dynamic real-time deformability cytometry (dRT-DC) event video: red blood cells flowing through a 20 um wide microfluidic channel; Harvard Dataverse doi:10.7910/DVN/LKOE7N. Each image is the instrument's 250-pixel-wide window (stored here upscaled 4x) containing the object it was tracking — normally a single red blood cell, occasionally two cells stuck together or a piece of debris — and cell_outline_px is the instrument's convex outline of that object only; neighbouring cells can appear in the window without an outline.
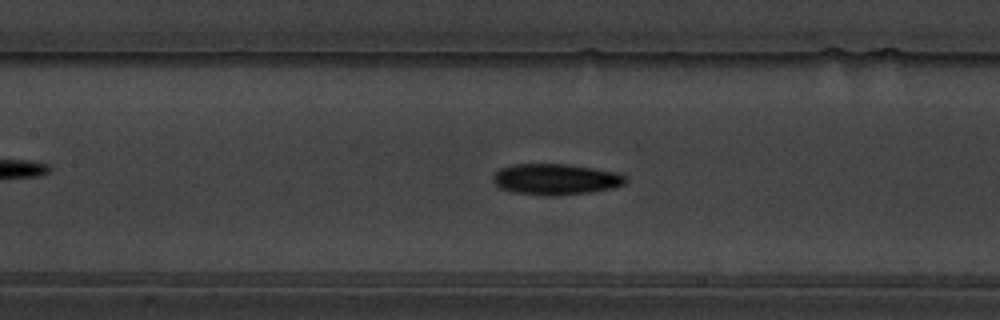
{"species": "common noctule bat (a hibernating species)", "species_latin": "Nyctalus noctula", "temperature_condition": "warm", "stored_images_in_passage": 54, "camera_frame_rate_fps": 3000, "um_per_image_px": 0.085, "animal": {"sex": "male", "body_mass_g": 19.5, "forearm_length_mm": 54.6}, "frame": {"image": 1, "passage_image": 23, "time_ms": 7.333, "image_size_px": [1000, 320], "cell_outline_px": [[628, 180], [624, 184], [612, 188], [588, 192], [552, 196], [516, 192], [500, 188], [492, 180], [492, 176], [500, 168], [512, 164], [568, 164], [620, 172], [628, 176]], "centroid_in_image_um": [47.27, 15.22], "position_along_channel_um": 160.1, "area_um2": 23.99}}
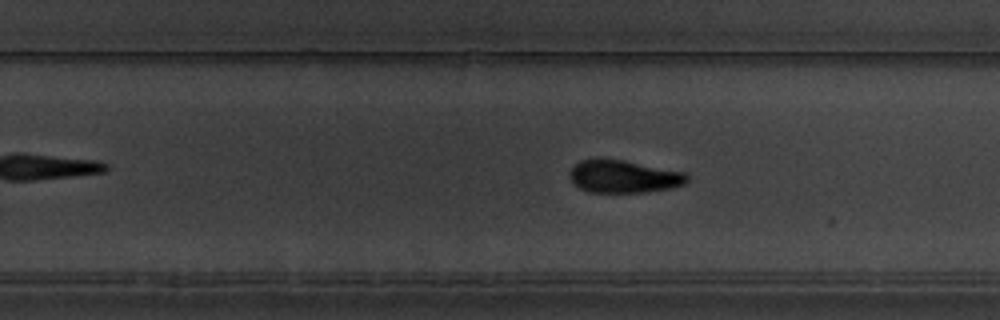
{"frame": {"image": 2, "passage_image": 33, "time_ms": 10.667, "image_size_px": [1000, 320], "cell_outline_px": [[688, 180], [684, 184], [672, 188], [648, 192], [588, 192], [580, 188], [568, 176], [568, 172], [580, 160], [624, 160], [684, 172], [688, 176]], "centroid_in_image_um": [53.03, 15.02], "position_along_channel_um": 276.8, "area_um2": 22.08}}
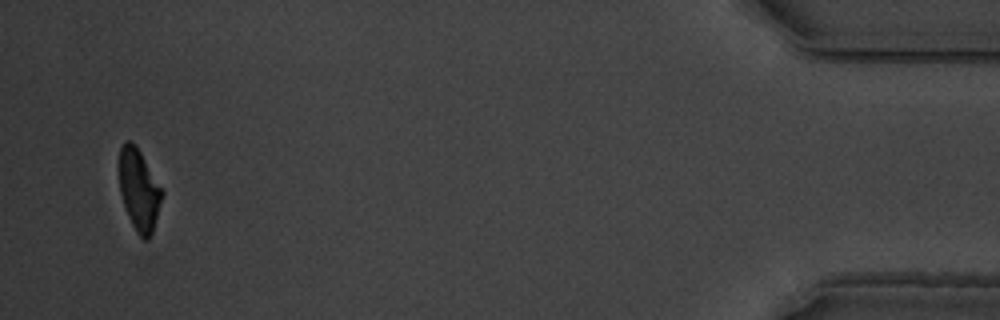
{"frame": {"image": 3, "passage_image": 52, "time_ms": 17.0, "image_size_px": [1000, 320], "cell_outline_px": [[164, 192], [152, 232], [148, 240], [144, 240], [136, 232], [128, 216], [120, 192], [120, 148], [124, 140], [132, 140], [136, 144]], "centroid_in_image_um": [11.82, 16.11], "position_along_channel_um": 423.4, "area_um2": 20.17}, "authors_computed_cell_mechanics": {"area_um2": 22.253, "velocity_mm_per_s": 3.5174, "shape_relaxation_time_tau1_ms": 2.8721, "shape_relaxation_time_tau2_ms": 8.3054, "deformation_change_tau1": 0.1688, "deformation_change_tau2": 0.1196}}